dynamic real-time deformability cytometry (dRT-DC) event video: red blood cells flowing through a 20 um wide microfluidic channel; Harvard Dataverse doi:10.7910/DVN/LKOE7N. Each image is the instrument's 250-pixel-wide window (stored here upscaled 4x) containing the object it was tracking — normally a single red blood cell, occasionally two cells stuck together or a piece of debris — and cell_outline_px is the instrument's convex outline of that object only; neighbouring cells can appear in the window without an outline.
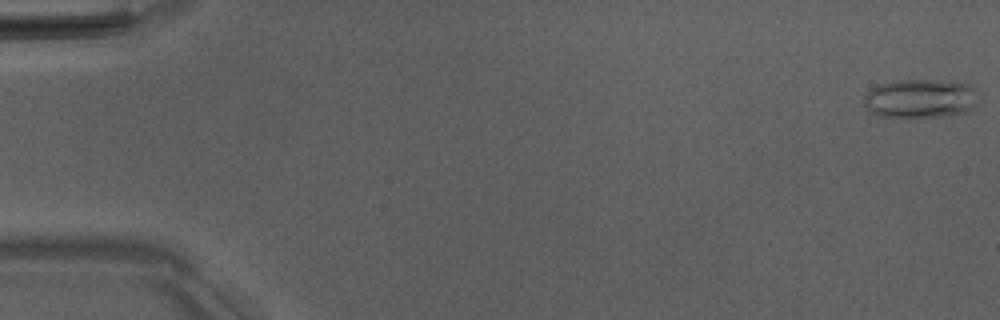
{"species": "Egyptian fruit bat (a non-hibernating species)", "species_latin": "Rousettus aegyptiacus", "temperature_condition": "room temperature", "stored_images_in_passage": 52, "camera_frame_rate_fps": 3000, "um_per_image_px": 0.085, "animal": {"sex": "male"}, "frame": {"image": 1, "passage_image": 1, "time_ms": 0.0, "image_size_px": [1000, 320], "cell_outline_px": [[976, 104], [972, 108], [964, 112], [948, 116], [880, 116], [872, 112], [864, 104], [864, 96], [872, 88], [880, 84], [896, 80], [936, 80], [968, 84], [972, 88]], "centroid_in_image_um": [78.19, 8.37], "position_along_channel_um": 6.8, "area_um2": 25.32}}
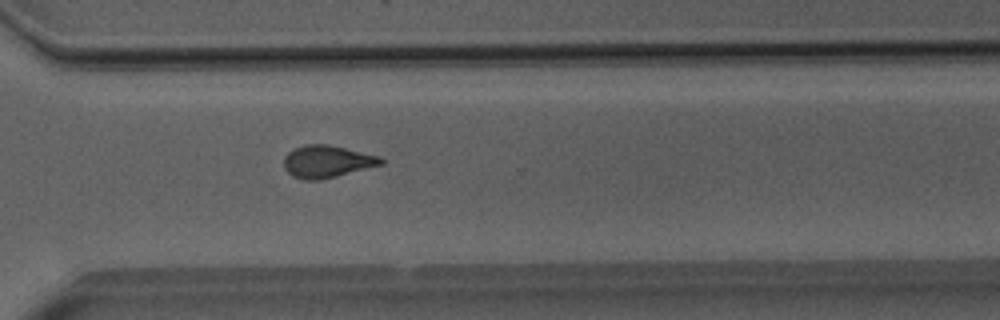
{"frame": {"image": 2, "passage_image": 38, "time_ms": 12.333, "image_size_px": [1000, 320], "cell_outline_px": [[384, 164], [320, 180], [304, 180], [292, 176], [284, 168], [284, 156], [288, 152], [304, 144], [324, 144], [344, 148], [380, 156], [384, 160]], "centroid_in_image_um": [27.78, 13.73], "position_along_channel_um": 342.8, "area_um2": 18.15}}
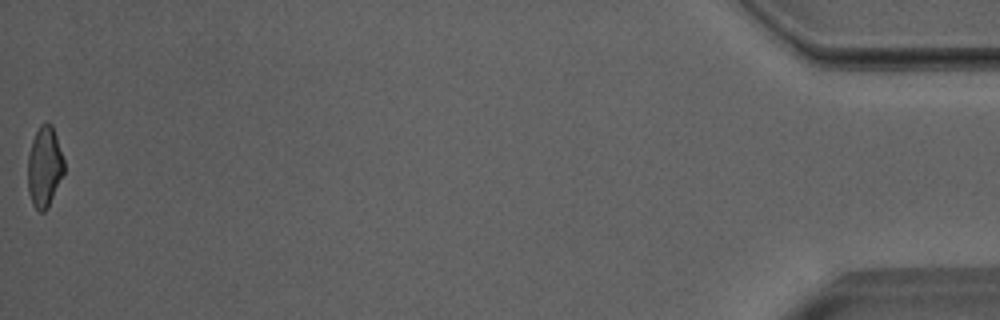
{"frame": {"image": 3, "passage_image": 52, "time_ms": 17.0, "image_size_px": [1000, 320], "cell_outline_px": [[64, 172], [48, 208], [44, 212], [40, 212], [32, 204], [28, 192], [28, 156], [32, 140], [40, 124], [44, 120], [48, 120], [52, 124], [64, 160]], "centroid_in_image_um": [3.78, 14.15], "position_along_channel_um": 431.4, "area_um2": 17.17}, "authors_computed_cell_mechanics": {"area_um2": 18.1492, "velocity_mm_per_s": 4.0164, "shape_relaxation_time_tau1_ms": 5.7629, "shape_relaxation_time_tau2_ms": 2.2704, "deformation_change_tau1": 0.1717, "deformation_change_tau2": 0.1114}}